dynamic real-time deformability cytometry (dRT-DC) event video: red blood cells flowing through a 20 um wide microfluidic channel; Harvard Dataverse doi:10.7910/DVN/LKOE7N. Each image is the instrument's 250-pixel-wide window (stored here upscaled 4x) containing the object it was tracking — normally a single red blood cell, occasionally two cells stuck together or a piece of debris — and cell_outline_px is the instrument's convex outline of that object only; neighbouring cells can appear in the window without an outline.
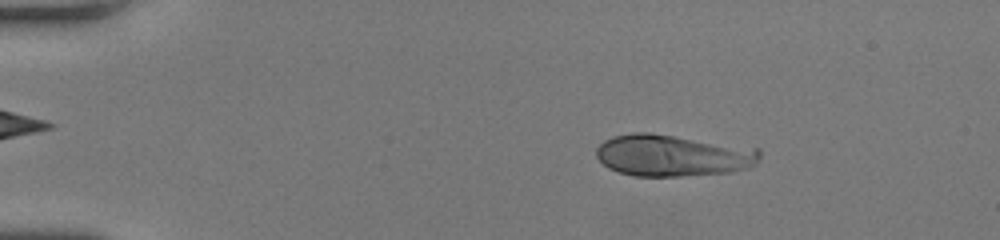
{"species": "human", "species_latin": "Homo sapiens", "temperature_condition": "room temperature", "stored_images_in_passage": 50, "camera_frame_rate_fps": 3000, "um_per_image_px": 0.085, "donor": {"sex": "female"}, "frame": {"image": 1, "passage_image": 9, "time_ms": 2.667, "image_size_px": [1000, 240], "cell_outline_px": [[760, 156], [756, 164], [748, 168], [732, 172], [680, 176], [632, 176], [608, 168], [596, 156], [596, 148], [604, 140], [612, 136], [632, 132], [648, 132], [760, 148]], "centroid_in_image_um": [57.19, 13.21], "position_along_channel_um": 27.8, "area_um2": 39.94}}
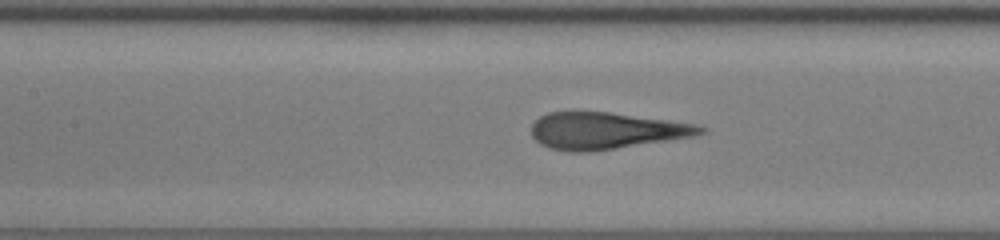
{"frame": {"image": 2, "passage_image": 24, "time_ms": 7.667, "image_size_px": [1000, 240], "cell_outline_px": [[708, 128], [704, 132], [696, 136], [592, 152], [572, 152], [548, 148], [540, 144], [532, 136], [532, 124], [540, 116], [548, 112], [608, 112], [696, 124]], "centroid_in_image_um": [51.5, 11.12], "position_along_channel_um": 155.9, "area_um2": 36.18}}
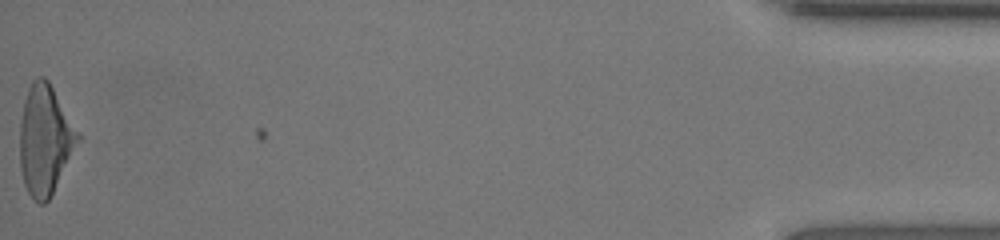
{"frame": {"image": 3, "passage_image": 50, "time_ms": 16.333, "image_size_px": [1000, 240], "cell_outline_px": [[80, 140], [48, 200], [44, 204], [40, 204], [28, 192], [24, 184], [20, 168], [20, 120], [24, 100], [28, 88], [32, 80], [36, 76], [44, 76], [48, 80], [80, 132]], "centroid_in_image_um": [3.82, 11.84], "position_along_channel_um": 431.4, "area_um2": 36.99}, "authors_computed_cell_mechanics": {"area_um2": 37.4544, "velocity_mm_per_s": 4.2563, "shape_relaxation_time_tau1_ms": 3.4575, "shape_relaxation_time_tau2_ms": null, "deformation_change_tau1": 0.2065, "deformation_change_tau2": null}}